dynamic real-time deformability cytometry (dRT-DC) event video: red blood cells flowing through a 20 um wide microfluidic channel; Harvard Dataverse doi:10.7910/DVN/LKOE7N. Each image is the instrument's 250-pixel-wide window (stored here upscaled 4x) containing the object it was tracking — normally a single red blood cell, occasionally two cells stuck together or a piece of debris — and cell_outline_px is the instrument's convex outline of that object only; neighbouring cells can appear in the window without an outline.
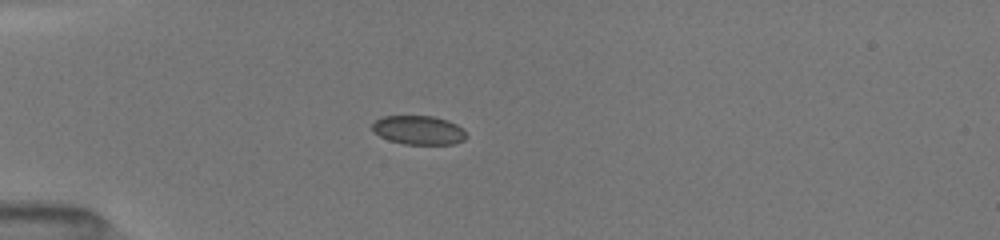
{"species": "common noctule bat (a hibernating species)", "species_latin": "Nyctalus noctula", "temperature_condition": "room temperature", "stored_images_in_passage": 32, "camera_frame_rate_fps": 3000, "um_per_image_px": 0.085, "animal": {"sex": "female", "body_mass_g": 19.5, "forearm_length_mm": 54.1}, "frame": {"image": 1, "passage_image": 27, "time_ms": 4.333, "image_size_px": [1000, 240], "cell_outline_px": [[468, 136], [464, 140], [452, 144], [404, 144], [388, 140], [372, 132], [372, 124], [376, 120], [384, 116], [432, 116], [448, 120], [456, 124]], "centroid_in_image_um": [35.56, 11.06], "position_along_channel_um": 49.4, "area_um2": 15.84}}